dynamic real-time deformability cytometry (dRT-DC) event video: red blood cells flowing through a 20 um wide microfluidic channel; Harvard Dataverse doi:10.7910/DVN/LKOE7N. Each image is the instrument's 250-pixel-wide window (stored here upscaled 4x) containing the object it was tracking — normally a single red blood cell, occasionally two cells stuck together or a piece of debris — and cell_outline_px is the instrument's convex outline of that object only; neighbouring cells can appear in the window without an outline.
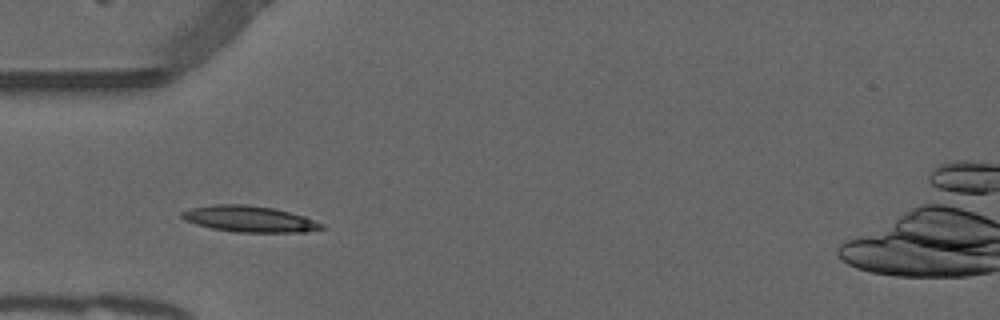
{"species": "common noctule bat (a hibernating species)", "species_latin": "Nyctalus noctula", "temperature_condition": "warm", "stored_images_in_passage": 3, "camera_frame_rate_fps": 3000, "um_per_image_px": 0.085, "animal": {"sex": "male", "forearm_length_mm": 52.5}, "frame": {"image": 1, "passage_image": 1, "time_ms": 0.0, "image_size_px": [1000, 320], "cell_outline_px": [[324, 228], [304, 232], [236, 232], [212, 228], [196, 224], [184, 220], [180, 216], [180, 212], [192, 208], [212, 204], [244, 204], [276, 208], [304, 216], [324, 224]], "centroid_in_image_um": [21.19, 18.6], "position_along_channel_um": 63.8, "area_um2": 21.33}}